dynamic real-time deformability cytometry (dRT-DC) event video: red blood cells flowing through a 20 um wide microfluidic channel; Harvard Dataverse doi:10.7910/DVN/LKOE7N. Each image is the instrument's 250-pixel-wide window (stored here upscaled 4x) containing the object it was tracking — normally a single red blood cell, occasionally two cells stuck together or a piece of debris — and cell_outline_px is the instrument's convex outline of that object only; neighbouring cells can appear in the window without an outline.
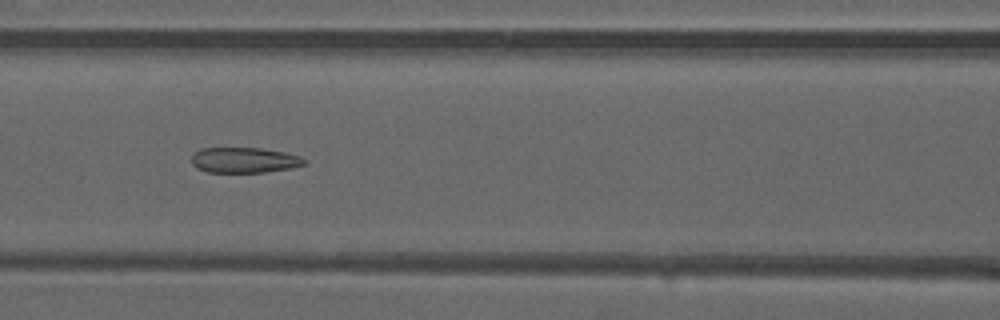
{"species": "common noctule bat (a hibernating species)", "species_latin": "Nyctalus noctula", "temperature_condition": "warm", "stored_images_in_passage": 36, "camera_frame_rate_fps": 3000, "um_per_image_px": 0.085, "animal": {"sex": "male", "forearm_length_mm": 52.5}, "frame": {"image": 1, "passage_image": 11, "time_ms": 3.333, "image_size_px": [1000, 320], "cell_outline_px": [[308, 164], [288, 168], [264, 172], [208, 172], [196, 168], [192, 164], [192, 156], [200, 148], [260, 148], [284, 152], [300, 156], [308, 160]], "centroid_in_image_um": [20.78, 13.61], "position_along_channel_um": 145.8, "area_um2": 16.7}}
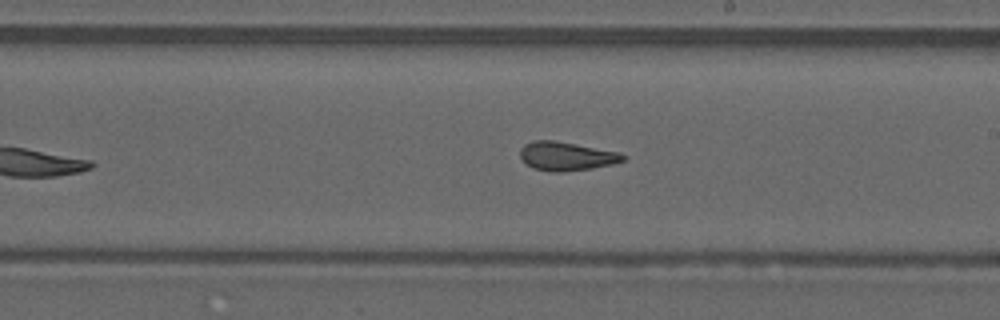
{"frame": {"image": 2, "passage_image": 18, "time_ms": 5.667, "image_size_px": [1000, 320], "cell_outline_px": [[628, 156], [624, 160], [612, 164], [592, 168], [560, 172], [552, 172], [532, 168], [524, 164], [520, 156], [520, 148], [524, 144], [532, 140], [556, 140], [620, 152]], "centroid_in_image_um": [48.12, 13.27], "position_along_channel_um": 240.9, "area_um2": 17.51}}
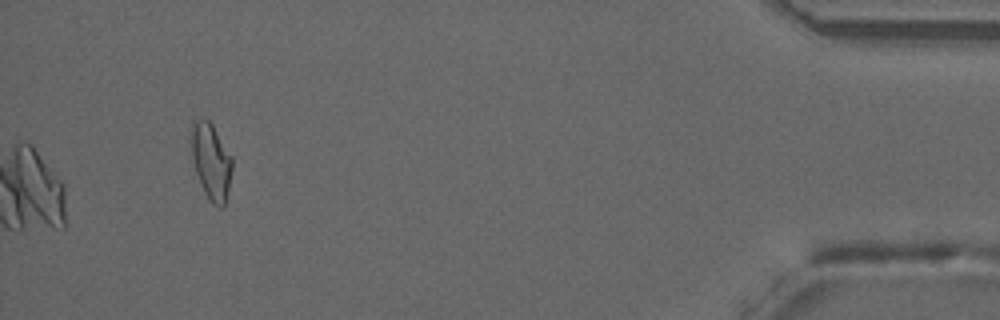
{"frame": {"image": 3, "passage_image": 36, "time_ms": 11.667, "image_size_px": [1000, 320], "cell_outline_px": [[232, 168], [228, 188], [224, 204], [220, 208], [212, 204], [208, 200], [204, 192], [196, 172], [188, 140], [192, 120], [208, 120], [212, 124], [232, 156]], "centroid_in_image_um": [17.9, 13.68], "position_along_channel_um": 417.3, "area_um2": 18.32}, "authors_computed_cell_mechanics": {"area_um2": 18.6405, "velocity_mm_per_s": 4.0844, "shape_relaxation_time_tau1_ms": null, "shape_relaxation_time_tau2_ms": 1.9195, "deformation_change_tau1": null, "deformation_change_tau2": 0.0997}}